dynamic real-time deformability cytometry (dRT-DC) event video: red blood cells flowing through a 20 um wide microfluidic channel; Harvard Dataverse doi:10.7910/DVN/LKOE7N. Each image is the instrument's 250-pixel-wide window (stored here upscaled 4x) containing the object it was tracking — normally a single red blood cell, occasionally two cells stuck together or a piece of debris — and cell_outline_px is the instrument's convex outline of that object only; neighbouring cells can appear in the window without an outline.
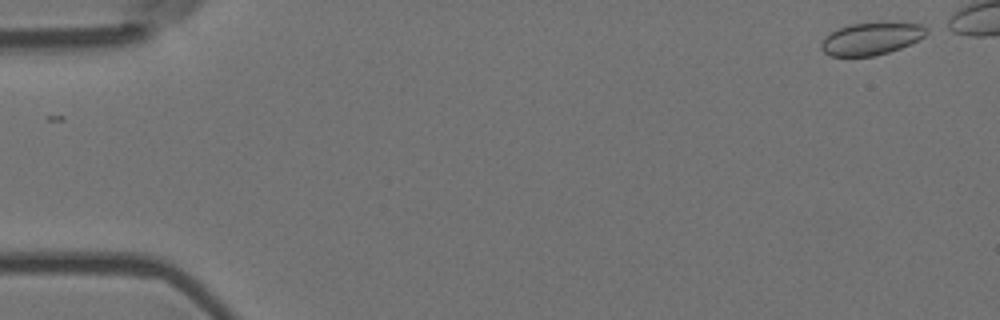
{"species": "Egyptian fruit bat (a non-hibernating species)", "species_latin": "Rousettus aegyptiacus", "temperature_condition": "room temperature", "stored_images_in_passage": 19, "camera_frame_rate_fps": 3000, "um_per_image_px": 0.085, "animal": {"sex": "female"}, "frame": {"image": 1, "passage_image": 1, "time_ms": 0.0, "image_size_px": [1000, 320], "cell_outline_px": [[928, 32], [924, 36], [900, 48], [876, 56], [832, 56], [824, 52], [820, 48], [820, 44], [824, 36], [840, 28], [852, 24], [880, 20], [920, 24], [928, 28]], "centroid_in_image_um": [74.06, 3.25], "position_along_channel_um": 10.9, "area_um2": 20.23}}
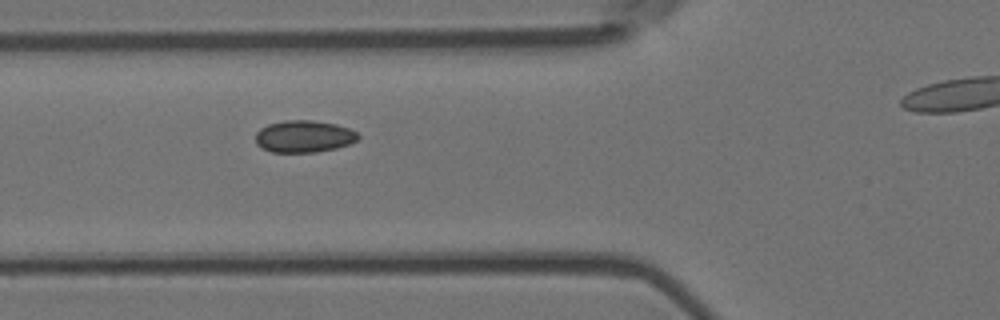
{"frame": {"image": 2, "passage_image": 19, "time_ms": 6.0, "image_size_px": [1000, 320], "cell_outline_px": [[360, 136], [356, 140], [348, 144], [336, 148], [316, 152], [272, 152], [256, 144], [256, 132], [260, 128], [268, 124], [284, 120], [312, 120], [336, 124], [348, 128], [356, 132]], "centroid_in_image_um": [25.82, 11.59], "position_along_channel_um": 100.0, "area_um2": 19.07}}